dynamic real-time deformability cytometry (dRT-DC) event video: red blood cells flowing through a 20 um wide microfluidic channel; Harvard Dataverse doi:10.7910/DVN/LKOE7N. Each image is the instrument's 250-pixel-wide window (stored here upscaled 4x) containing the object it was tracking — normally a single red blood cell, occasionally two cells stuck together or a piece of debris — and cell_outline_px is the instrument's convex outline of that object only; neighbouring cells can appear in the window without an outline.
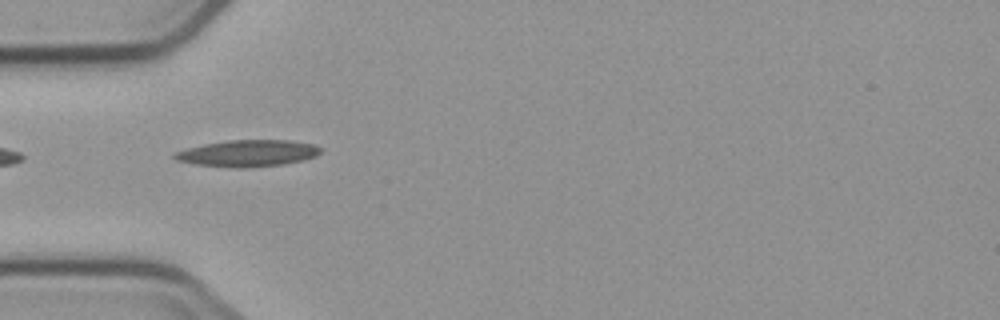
{"species": "common noctule bat (a hibernating species)", "species_latin": "Nyctalus noctula", "temperature_condition": "cold", "stored_images_in_passage": 4, "camera_frame_rate_fps": 3000, "um_per_image_px": 0.085, "animal": {"sex": "male", "body_mass_g": 23.1, "forearm_length_mm": 52.7}, "frame": {"image": 1, "passage_image": 2, "time_ms": 1.333, "image_size_px": [1000, 320], "cell_outline_px": [[320, 152], [316, 156], [284, 164], [248, 168], [236, 168], [192, 164], [176, 160], [172, 156], [176, 152], [188, 148], [204, 144], [228, 140], [288, 140], [312, 144], [320, 148]], "centroid_in_image_um": [21.02, 13.03], "position_along_channel_um": 64.0, "area_um2": 22.54}}
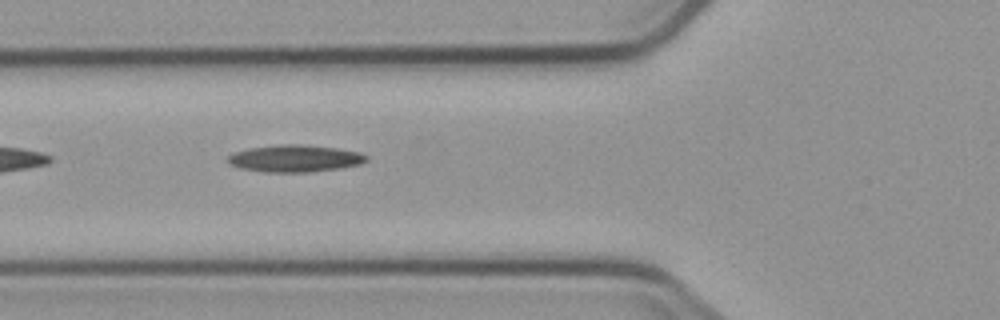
{"frame": {"image": 2, "passage_image": 3, "time_ms": 2.333, "image_size_px": [1000, 320], "cell_outline_px": [[368, 160], [360, 164], [340, 168], [308, 172], [264, 172], [240, 168], [228, 164], [228, 156], [236, 152], [248, 148], [280, 144], [300, 144], [336, 148], [360, 152], [368, 156]], "centroid_in_image_um": [25.07, 13.47], "position_along_channel_um": 100.7, "area_um2": 21.85}}
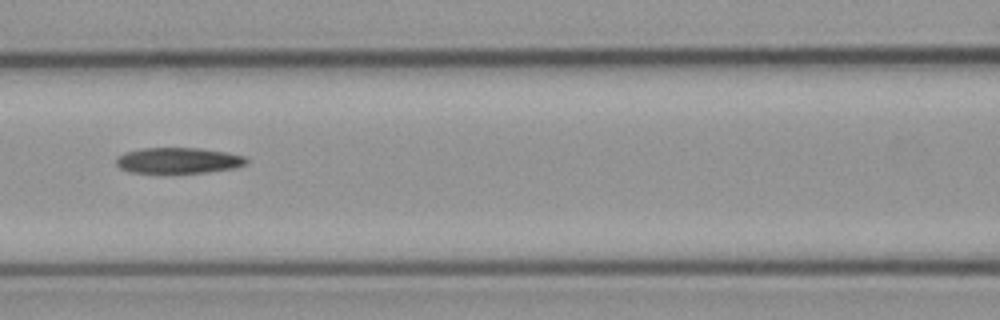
{"frame": {"image": 3, "passage_image": 4, "time_ms": 3.667, "image_size_px": [1000, 320], "cell_outline_px": [[248, 160], [244, 164], [236, 168], [208, 172], [128, 172], [120, 168], [116, 164], [116, 156], [124, 152], [144, 148], [200, 148], [224, 152], [244, 156]], "centroid_in_image_um": [15.13, 13.63], "position_along_channel_um": 151.5, "area_um2": 19.42}}